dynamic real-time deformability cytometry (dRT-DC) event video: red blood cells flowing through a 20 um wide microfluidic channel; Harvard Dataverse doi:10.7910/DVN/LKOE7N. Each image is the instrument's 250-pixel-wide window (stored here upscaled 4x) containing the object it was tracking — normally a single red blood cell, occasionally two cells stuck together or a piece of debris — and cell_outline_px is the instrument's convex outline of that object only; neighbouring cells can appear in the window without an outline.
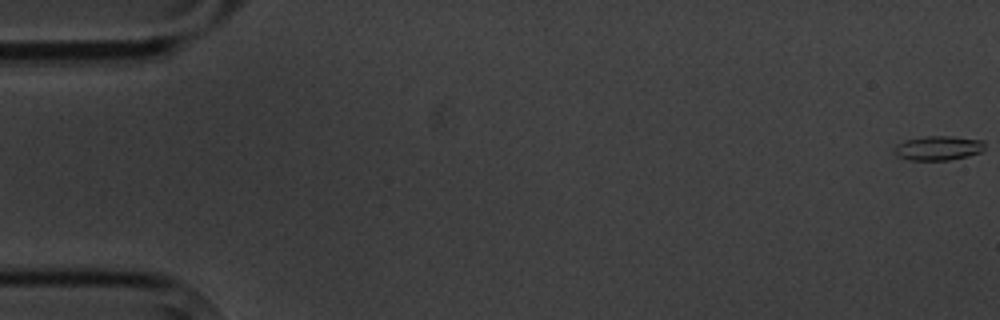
{"species": "common noctule bat (a hibernating species)", "species_latin": "Nyctalus noctula", "temperature_condition": "cold", "stored_images_in_passage": 10, "camera_frame_rate_fps": 3000, "um_per_image_px": 0.085, "animal": {"sex": "male", "body_mass_g": 20.1, "forearm_length_mm": 53.5}, "frame": {"image": 1, "passage_image": 1, "time_ms": 0.0, "image_size_px": [1000, 320], "cell_outline_px": [[984, 148], [980, 152], [968, 156], [948, 160], [908, 160], [896, 156], [892, 148], [896, 144], [904, 140], [924, 136], [952, 136], [984, 140]], "centroid_in_image_um": [79.7, 12.58], "position_along_channel_um": 5.3, "area_um2": 13.06}}
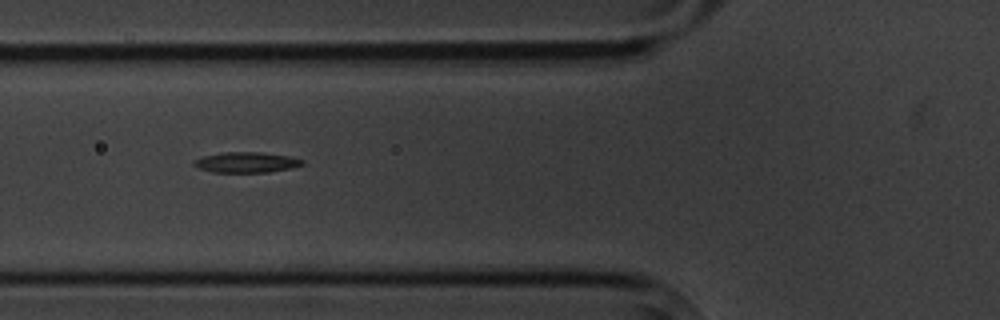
{"frame": {"image": 2, "passage_image": 7, "time_ms": 7.0, "image_size_px": [1000, 320], "cell_outline_px": [[304, 164], [292, 168], [268, 172], [212, 172], [196, 168], [192, 164], [192, 160], [204, 156], [224, 152], [260, 152], [288, 156], [304, 160]], "centroid_in_image_um": [20.9, 13.8], "position_along_channel_um": 104.9, "area_um2": 13.01}}
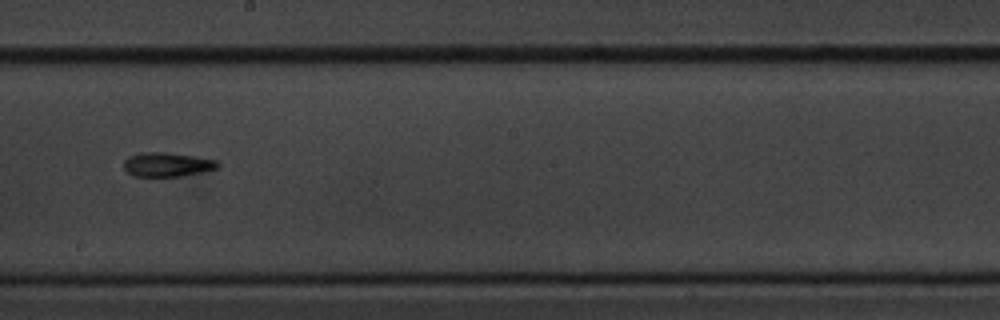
{"frame": {"image": 3, "passage_image": 10, "time_ms": 10.667, "image_size_px": [1000, 320], "cell_outline_px": [[220, 164], [216, 168], [200, 172], [180, 176], [132, 176], [124, 168], [124, 160], [128, 156], [144, 152], [164, 152], [192, 156], [216, 160]], "centroid_in_image_um": [14.16, 13.98], "position_along_channel_um": 234.0, "area_um2": 13.01}}